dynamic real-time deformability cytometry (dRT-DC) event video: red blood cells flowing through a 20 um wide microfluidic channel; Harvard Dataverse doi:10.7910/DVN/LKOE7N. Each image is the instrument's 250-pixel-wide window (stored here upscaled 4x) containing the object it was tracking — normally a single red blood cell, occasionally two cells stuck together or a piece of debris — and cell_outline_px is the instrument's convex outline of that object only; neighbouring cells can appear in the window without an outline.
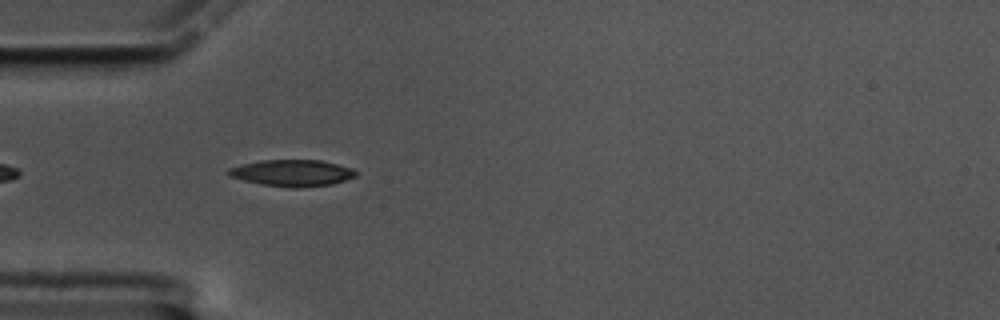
{"species": "common noctule bat (a hibernating species)", "species_latin": "Nyctalus noctula", "temperature_condition": "cold", "stored_images_in_passage": 45, "camera_frame_rate_fps": 3000, "um_per_image_px": 0.085, "animal": {"sex": "male", "body_mass_g": 17.5, "forearm_length_mm": 52.3}, "frame": {"image": 1, "passage_image": 4, "time_ms": 1.0, "image_size_px": [1000, 320], "cell_outline_px": [[356, 176], [332, 184], [300, 188], [288, 188], [260, 184], [228, 176], [224, 172], [228, 168], [260, 160], [320, 160], [352, 168], [356, 172]], "centroid_in_image_um": [24.79, 14.71], "position_along_channel_um": 60.2, "area_um2": 19.77}}
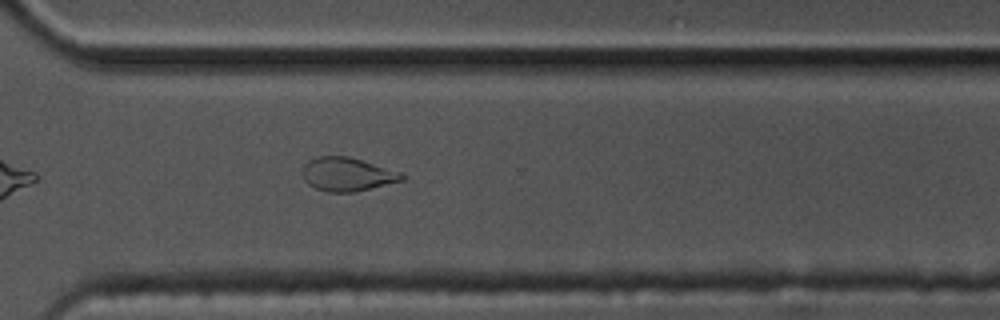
{"frame": {"image": 2, "passage_image": 29, "time_ms": 9.333, "image_size_px": [1000, 320], "cell_outline_px": [[408, 176], [404, 180], [352, 192], [328, 192], [316, 188], [308, 184], [304, 180], [304, 164], [308, 160], [320, 156], [348, 156], [404, 172]], "centroid_in_image_um": [29.57, 14.8], "position_along_channel_um": 341.0, "area_um2": 19.48}}
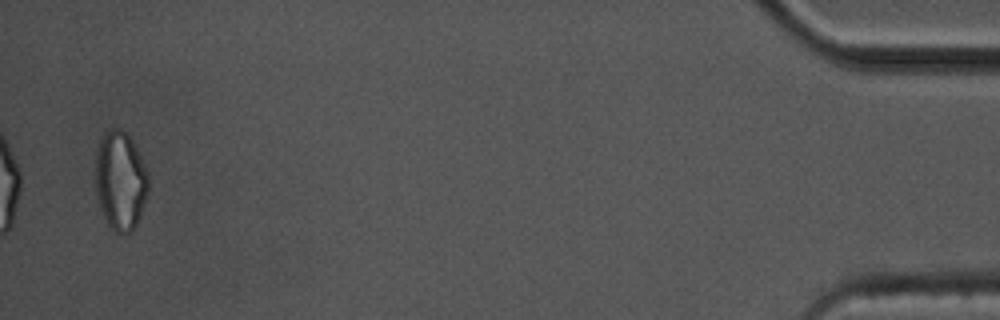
{"frame": {"image": 3, "passage_image": 44, "time_ms": 14.333, "image_size_px": [1000, 320], "cell_outline_px": [[148, 192], [136, 224], [132, 232], [116, 232], [108, 224], [104, 216], [100, 204], [96, 188], [96, 148], [104, 132], [112, 128], [120, 128], [132, 140], [140, 152], [148, 172]], "centroid_in_image_um": [10.25, 15.3], "position_along_channel_um": 425.0, "area_um2": 30.29}, "authors_computed_cell_mechanics": {"area_um2": 19.7676, "velocity_mm_per_s": 3.4016, "shape_relaxation_time_tau1_ms": 7.0302, "shape_relaxation_time_tau2_ms": 7.395, "deformation_change_tau1": 0.1773, "deformation_change_tau2": 0.1292}}